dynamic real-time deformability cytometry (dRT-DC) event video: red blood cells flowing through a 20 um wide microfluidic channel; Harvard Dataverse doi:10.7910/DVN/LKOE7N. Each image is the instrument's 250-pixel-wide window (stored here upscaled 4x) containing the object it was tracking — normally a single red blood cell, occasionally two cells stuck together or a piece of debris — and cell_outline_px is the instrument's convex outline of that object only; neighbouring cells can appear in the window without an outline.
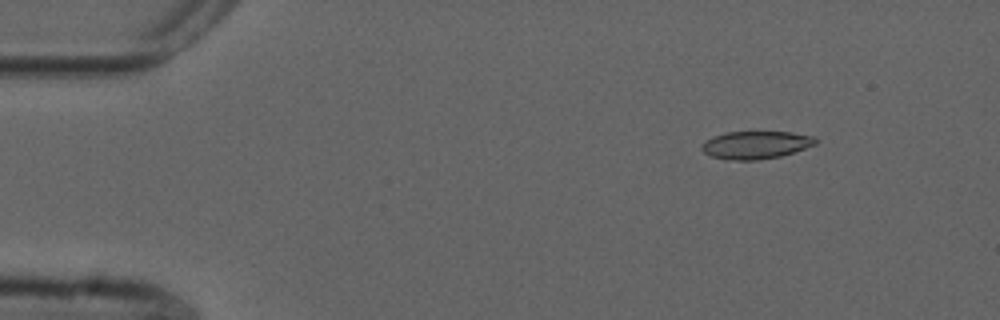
{"species": "common noctule bat (a hibernating species)", "species_latin": "Nyctalus noctula", "temperature_condition": "cold", "stored_images_in_passage": 48, "camera_frame_rate_fps": 3000, "um_per_image_px": 0.085, "animal": {"sex": "male", "forearm_length_mm": 52.5}, "frame": {"image": 1, "passage_image": 1, "time_ms": 0.0, "image_size_px": [1000, 320], "cell_outline_px": [[816, 144], [780, 156], [760, 160], [728, 160], [712, 156], [704, 152], [700, 148], [700, 144], [704, 140], [712, 136], [728, 132], [792, 132], [812, 136], [816, 140]], "centroid_in_image_um": [64.18, 12.32], "position_along_channel_um": 20.8, "area_um2": 18.38}}
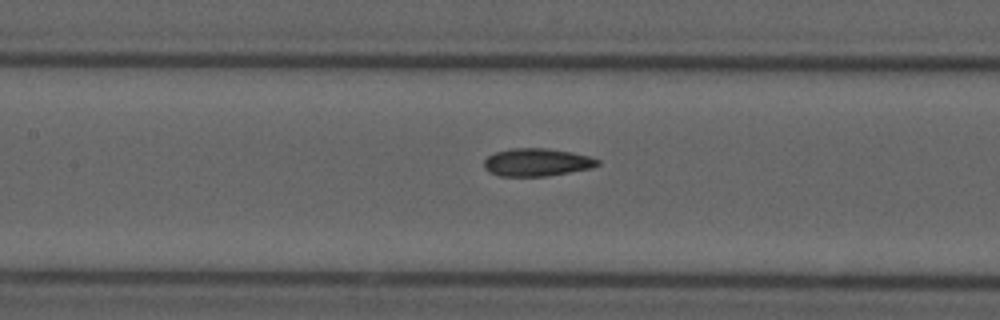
{"frame": {"image": 2, "passage_image": 19, "time_ms": 6.0, "image_size_px": [1000, 320], "cell_outline_px": [[600, 164], [592, 168], [544, 176], [500, 176], [488, 172], [484, 168], [484, 160], [488, 156], [496, 152], [512, 148], [548, 148], [572, 152], [588, 156], [600, 160]], "centroid_in_image_um": [45.62, 13.79], "position_along_channel_um": 161.8, "area_um2": 18.38}}
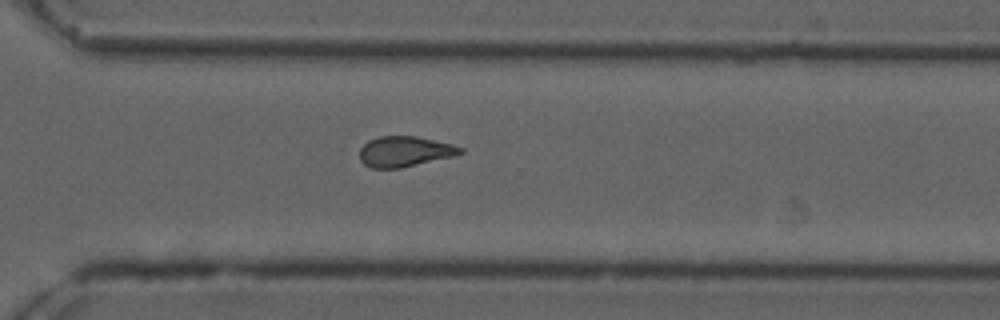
{"frame": {"image": 3, "passage_image": 33, "time_ms": 10.667, "image_size_px": [1000, 320], "cell_outline_px": [[464, 152], [456, 156], [400, 168], [372, 168], [364, 164], [360, 160], [360, 148], [368, 140], [380, 136], [416, 136], [452, 144], [464, 148]], "centroid_in_image_um": [34.42, 12.88], "position_along_channel_um": 336.2, "area_um2": 17.98}, "authors_computed_cell_mechanics": {"area_um2": 18.3804, "velocity_mm_per_s": 3.7507, "shape_relaxation_time_tau1_ms": null, "shape_relaxation_time_tau2_ms": 3.2116, "deformation_change_tau1": null, "deformation_change_tau2": 0.1188}}